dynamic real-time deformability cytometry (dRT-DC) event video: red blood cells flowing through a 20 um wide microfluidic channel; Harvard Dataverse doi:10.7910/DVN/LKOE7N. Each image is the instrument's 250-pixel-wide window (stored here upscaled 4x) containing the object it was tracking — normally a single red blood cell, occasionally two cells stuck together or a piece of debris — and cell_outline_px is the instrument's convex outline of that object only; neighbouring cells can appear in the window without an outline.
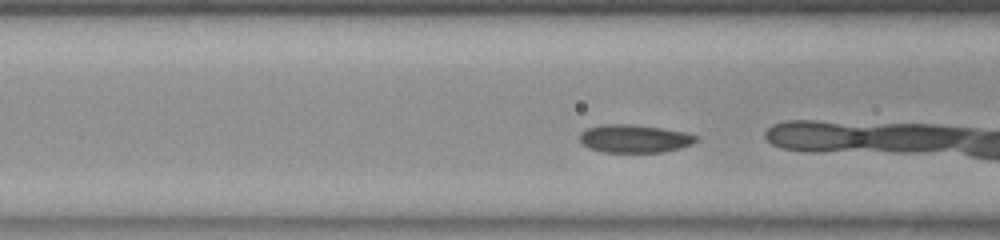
{"species": "common noctule bat (a hibernating species)", "species_latin": "Nyctalus noctula", "temperature_condition": "room temperature", "stored_images_in_passage": 11, "camera_frame_rate_fps": 3000, "um_per_image_px": 0.085, "animal": {"sex": "female", "body_mass_g": 23.0, "forearm_length_mm": 53.4}, "frame": {"image": 1, "passage_image": 5, "time_ms": 1.333, "image_size_px": [1000, 240], "cell_outline_px": [[700, 140], [692, 144], [680, 148], [664, 152], [604, 152], [588, 148], [580, 144], [580, 132], [588, 128], [604, 124], [632, 124], [660, 128], [684, 132], [696, 136]], "centroid_in_image_um": [53.91, 11.79], "position_along_channel_um": 112.7, "area_um2": 19.07}}